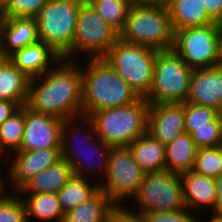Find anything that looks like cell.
Here are the masks:
<instances>
[{"label": "cell", "instance_id": "6da1fadb", "mask_svg": "<svg viewBox=\"0 0 222 222\" xmlns=\"http://www.w3.org/2000/svg\"><path fill=\"white\" fill-rule=\"evenodd\" d=\"M27 106L63 120L82 115V74L78 61L61 58L47 73L31 78Z\"/></svg>", "mask_w": 222, "mask_h": 222}, {"label": "cell", "instance_id": "7a4b0ae2", "mask_svg": "<svg viewBox=\"0 0 222 222\" xmlns=\"http://www.w3.org/2000/svg\"><path fill=\"white\" fill-rule=\"evenodd\" d=\"M61 137V156L70 164L73 173L88 179L91 178V173L92 177L98 175L97 183L100 185L107 172L111 147L97 137L92 119L80 115L64 120ZM80 139L82 144L77 146Z\"/></svg>", "mask_w": 222, "mask_h": 222}, {"label": "cell", "instance_id": "3957f363", "mask_svg": "<svg viewBox=\"0 0 222 222\" xmlns=\"http://www.w3.org/2000/svg\"><path fill=\"white\" fill-rule=\"evenodd\" d=\"M88 63V64H87ZM82 115L124 106L140 97L103 58H88L81 65Z\"/></svg>", "mask_w": 222, "mask_h": 222}, {"label": "cell", "instance_id": "277c9868", "mask_svg": "<svg viewBox=\"0 0 222 222\" xmlns=\"http://www.w3.org/2000/svg\"><path fill=\"white\" fill-rule=\"evenodd\" d=\"M119 39L158 51L169 50L174 44V30L168 8L147 5L135 0L127 14Z\"/></svg>", "mask_w": 222, "mask_h": 222}, {"label": "cell", "instance_id": "5b68a950", "mask_svg": "<svg viewBox=\"0 0 222 222\" xmlns=\"http://www.w3.org/2000/svg\"><path fill=\"white\" fill-rule=\"evenodd\" d=\"M149 102L137 101L92 113L97 137L110 147L129 146L147 132Z\"/></svg>", "mask_w": 222, "mask_h": 222}, {"label": "cell", "instance_id": "8992f818", "mask_svg": "<svg viewBox=\"0 0 222 222\" xmlns=\"http://www.w3.org/2000/svg\"><path fill=\"white\" fill-rule=\"evenodd\" d=\"M84 2L85 0H49L36 16L40 41L67 60H73L74 33Z\"/></svg>", "mask_w": 222, "mask_h": 222}, {"label": "cell", "instance_id": "52a82bcc", "mask_svg": "<svg viewBox=\"0 0 222 222\" xmlns=\"http://www.w3.org/2000/svg\"><path fill=\"white\" fill-rule=\"evenodd\" d=\"M157 51L118 39L103 59L118 72L139 97L145 98L152 87Z\"/></svg>", "mask_w": 222, "mask_h": 222}, {"label": "cell", "instance_id": "ba28073f", "mask_svg": "<svg viewBox=\"0 0 222 222\" xmlns=\"http://www.w3.org/2000/svg\"><path fill=\"white\" fill-rule=\"evenodd\" d=\"M193 68L173 50L157 51L152 87L145 97L153 103H185Z\"/></svg>", "mask_w": 222, "mask_h": 222}, {"label": "cell", "instance_id": "9c48e42d", "mask_svg": "<svg viewBox=\"0 0 222 222\" xmlns=\"http://www.w3.org/2000/svg\"><path fill=\"white\" fill-rule=\"evenodd\" d=\"M172 49L193 69L222 64L220 23L174 30Z\"/></svg>", "mask_w": 222, "mask_h": 222}, {"label": "cell", "instance_id": "30bf717a", "mask_svg": "<svg viewBox=\"0 0 222 222\" xmlns=\"http://www.w3.org/2000/svg\"><path fill=\"white\" fill-rule=\"evenodd\" d=\"M131 200L143 214L186 208L180 174L169 171L146 173Z\"/></svg>", "mask_w": 222, "mask_h": 222}, {"label": "cell", "instance_id": "8fae6325", "mask_svg": "<svg viewBox=\"0 0 222 222\" xmlns=\"http://www.w3.org/2000/svg\"><path fill=\"white\" fill-rule=\"evenodd\" d=\"M145 174L128 146L111 147L107 172L100 184V190L114 204H122V201L132 199Z\"/></svg>", "mask_w": 222, "mask_h": 222}, {"label": "cell", "instance_id": "7c38bea8", "mask_svg": "<svg viewBox=\"0 0 222 222\" xmlns=\"http://www.w3.org/2000/svg\"><path fill=\"white\" fill-rule=\"evenodd\" d=\"M119 39V33L107 24L85 1L80 8L73 41L75 55L88 58H103ZM81 54V55H80Z\"/></svg>", "mask_w": 222, "mask_h": 222}, {"label": "cell", "instance_id": "4fadbf2b", "mask_svg": "<svg viewBox=\"0 0 222 222\" xmlns=\"http://www.w3.org/2000/svg\"><path fill=\"white\" fill-rule=\"evenodd\" d=\"M11 157L13 159L9 160V164L7 163L9 165L7 168L9 169L6 172V181L8 182L3 178L2 188L7 190L6 185L10 184V187L13 186L11 190L15 192L36 174L62 159L61 148H49L37 151L19 150L12 153Z\"/></svg>", "mask_w": 222, "mask_h": 222}, {"label": "cell", "instance_id": "5bb4252c", "mask_svg": "<svg viewBox=\"0 0 222 222\" xmlns=\"http://www.w3.org/2000/svg\"><path fill=\"white\" fill-rule=\"evenodd\" d=\"M63 119L36 112L24 105V132L20 150L61 148Z\"/></svg>", "mask_w": 222, "mask_h": 222}, {"label": "cell", "instance_id": "9a60e30c", "mask_svg": "<svg viewBox=\"0 0 222 222\" xmlns=\"http://www.w3.org/2000/svg\"><path fill=\"white\" fill-rule=\"evenodd\" d=\"M147 132L163 145L186 133L184 103H153L149 105Z\"/></svg>", "mask_w": 222, "mask_h": 222}, {"label": "cell", "instance_id": "2e32d148", "mask_svg": "<svg viewBox=\"0 0 222 222\" xmlns=\"http://www.w3.org/2000/svg\"><path fill=\"white\" fill-rule=\"evenodd\" d=\"M186 102L222 113V64L193 70Z\"/></svg>", "mask_w": 222, "mask_h": 222}, {"label": "cell", "instance_id": "e0dca14e", "mask_svg": "<svg viewBox=\"0 0 222 222\" xmlns=\"http://www.w3.org/2000/svg\"><path fill=\"white\" fill-rule=\"evenodd\" d=\"M36 17L3 18L0 27V58L39 42Z\"/></svg>", "mask_w": 222, "mask_h": 222}, {"label": "cell", "instance_id": "ac0fdd59", "mask_svg": "<svg viewBox=\"0 0 222 222\" xmlns=\"http://www.w3.org/2000/svg\"><path fill=\"white\" fill-rule=\"evenodd\" d=\"M183 200L191 212L206 209L214 213L217 203L215 178L197 174L192 170L180 174Z\"/></svg>", "mask_w": 222, "mask_h": 222}, {"label": "cell", "instance_id": "d6986e66", "mask_svg": "<svg viewBox=\"0 0 222 222\" xmlns=\"http://www.w3.org/2000/svg\"><path fill=\"white\" fill-rule=\"evenodd\" d=\"M7 58L31 79L47 73L62 57L49 45L39 41L14 51Z\"/></svg>", "mask_w": 222, "mask_h": 222}, {"label": "cell", "instance_id": "ffe728a7", "mask_svg": "<svg viewBox=\"0 0 222 222\" xmlns=\"http://www.w3.org/2000/svg\"><path fill=\"white\" fill-rule=\"evenodd\" d=\"M74 175L70 164L61 159L28 180L18 194L57 193Z\"/></svg>", "mask_w": 222, "mask_h": 222}, {"label": "cell", "instance_id": "44dd1931", "mask_svg": "<svg viewBox=\"0 0 222 222\" xmlns=\"http://www.w3.org/2000/svg\"><path fill=\"white\" fill-rule=\"evenodd\" d=\"M128 147L133 158L145 173L166 171L165 145L148 132L140 136Z\"/></svg>", "mask_w": 222, "mask_h": 222}, {"label": "cell", "instance_id": "7402d4cb", "mask_svg": "<svg viewBox=\"0 0 222 222\" xmlns=\"http://www.w3.org/2000/svg\"><path fill=\"white\" fill-rule=\"evenodd\" d=\"M29 80L8 58H0V100L27 105Z\"/></svg>", "mask_w": 222, "mask_h": 222}, {"label": "cell", "instance_id": "603a6c76", "mask_svg": "<svg viewBox=\"0 0 222 222\" xmlns=\"http://www.w3.org/2000/svg\"><path fill=\"white\" fill-rule=\"evenodd\" d=\"M173 30L216 23L202 0H173L168 7Z\"/></svg>", "mask_w": 222, "mask_h": 222}, {"label": "cell", "instance_id": "cb8c5ba5", "mask_svg": "<svg viewBox=\"0 0 222 222\" xmlns=\"http://www.w3.org/2000/svg\"><path fill=\"white\" fill-rule=\"evenodd\" d=\"M25 204L27 222H62L64 212L56 193L19 194ZM24 196V197H23Z\"/></svg>", "mask_w": 222, "mask_h": 222}, {"label": "cell", "instance_id": "d4e9b609", "mask_svg": "<svg viewBox=\"0 0 222 222\" xmlns=\"http://www.w3.org/2000/svg\"><path fill=\"white\" fill-rule=\"evenodd\" d=\"M198 149L189 133L176 137L165 146L166 171L182 174L192 170Z\"/></svg>", "mask_w": 222, "mask_h": 222}, {"label": "cell", "instance_id": "484cf974", "mask_svg": "<svg viewBox=\"0 0 222 222\" xmlns=\"http://www.w3.org/2000/svg\"><path fill=\"white\" fill-rule=\"evenodd\" d=\"M94 181L91 182V179L74 174L56 193L64 214L81 203L89 201L100 191V185Z\"/></svg>", "mask_w": 222, "mask_h": 222}, {"label": "cell", "instance_id": "4316f807", "mask_svg": "<svg viewBox=\"0 0 222 222\" xmlns=\"http://www.w3.org/2000/svg\"><path fill=\"white\" fill-rule=\"evenodd\" d=\"M113 205L110 198L100 190L89 201L66 212L62 222H109Z\"/></svg>", "mask_w": 222, "mask_h": 222}, {"label": "cell", "instance_id": "83f0119b", "mask_svg": "<svg viewBox=\"0 0 222 222\" xmlns=\"http://www.w3.org/2000/svg\"><path fill=\"white\" fill-rule=\"evenodd\" d=\"M24 132V106L0 125V156H9L21 149ZM9 151V153H8ZM8 154H6V153ZM6 155V156H5Z\"/></svg>", "mask_w": 222, "mask_h": 222}, {"label": "cell", "instance_id": "f1b7e54d", "mask_svg": "<svg viewBox=\"0 0 222 222\" xmlns=\"http://www.w3.org/2000/svg\"><path fill=\"white\" fill-rule=\"evenodd\" d=\"M118 33L123 29L128 11L135 0H85Z\"/></svg>", "mask_w": 222, "mask_h": 222}, {"label": "cell", "instance_id": "f546056e", "mask_svg": "<svg viewBox=\"0 0 222 222\" xmlns=\"http://www.w3.org/2000/svg\"><path fill=\"white\" fill-rule=\"evenodd\" d=\"M0 188V222H27L26 208L21 196Z\"/></svg>", "mask_w": 222, "mask_h": 222}, {"label": "cell", "instance_id": "4dcf8cb0", "mask_svg": "<svg viewBox=\"0 0 222 222\" xmlns=\"http://www.w3.org/2000/svg\"><path fill=\"white\" fill-rule=\"evenodd\" d=\"M192 171L215 179L222 175L220 146L198 149Z\"/></svg>", "mask_w": 222, "mask_h": 222}, {"label": "cell", "instance_id": "1f68e13d", "mask_svg": "<svg viewBox=\"0 0 222 222\" xmlns=\"http://www.w3.org/2000/svg\"><path fill=\"white\" fill-rule=\"evenodd\" d=\"M220 112L208 106H201L189 102L184 103L185 131L191 134L193 127L210 126Z\"/></svg>", "mask_w": 222, "mask_h": 222}, {"label": "cell", "instance_id": "d6a6232c", "mask_svg": "<svg viewBox=\"0 0 222 222\" xmlns=\"http://www.w3.org/2000/svg\"><path fill=\"white\" fill-rule=\"evenodd\" d=\"M190 135L199 149L220 146L222 144V113L210 122V126L193 127Z\"/></svg>", "mask_w": 222, "mask_h": 222}, {"label": "cell", "instance_id": "836d02e7", "mask_svg": "<svg viewBox=\"0 0 222 222\" xmlns=\"http://www.w3.org/2000/svg\"><path fill=\"white\" fill-rule=\"evenodd\" d=\"M49 0H10L2 9V18L36 17Z\"/></svg>", "mask_w": 222, "mask_h": 222}, {"label": "cell", "instance_id": "e575fe53", "mask_svg": "<svg viewBox=\"0 0 222 222\" xmlns=\"http://www.w3.org/2000/svg\"><path fill=\"white\" fill-rule=\"evenodd\" d=\"M144 216L147 222H199V217H194V214L187 208L166 212L144 213Z\"/></svg>", "mask_w": 222, "mask_h": 222}, {"label": "cell", "instance_id": "d590c367", "mask_svg": "<svg viewBox=\"0 0 222 222\" xmlns=\"http://www.w3.org/2000/svg\"><path fill=\"white\" fill-rule=\"evenodd\" d=\"M125 206V207H124ZM114 204L109 215V222H147L140 211L126 207V205Z\"/></svg>", "mask_w": 222, "mask_h": 222}, {"label": "cell", "instance_id": "8d00e7d4", "mask_svg": "<svg viewBox=\"0 0 222 222\" xmlns=\"http://www.w3.org/2000/svg\"><path fill=\"white\" fill-rule=\"evenodd\" d=\"M209 16L216 22H222V0H202Z\"/></svg>", "mask_w": 222, "mask_h": 222}, {"label": "cell", "instance_id": "74e56055", "mask_svg": "<svg viewBox=\"0 0 222 222\" xmlns=\"http://www.w3.org/2000/svg\"><path fill=\"white\" fill-rule=\"evenodd\" d=\"M21 107L14 102L0 100V125L16 113Z\"/></svg>", "mask_w": 222, "mask_h": 222}, {"label": "cell", "instance_id": "f35d334b", "mask_svg": "<svg viewBox=\"0 0 222 222\" xmlns=\"http://www.w3.org/2000/svg\"><path fill=\"white\" fill-rule=\"evenodd\" d=\"M216 182V192H217V203L215 212L212 216L222 219V175L215 179Z\"/></svg>", "mask_w": 222, "mask_h": 222}, {"label": "cell", "instance_id": "ab89813d", "mask_svg": "<svg viewBox=\"0 0 222 222\" xmlns=\"http://www.w3.org/2000/svg\"><path fill=\"white\" fill-rule=\"evenodd\" d=\"M140 3L168 8L173 0H137Z\"/></svg>", "mask_w": 222, "mask_h": 222}, {"label": "cell", "instance_id": "60d3db41", "mask_svg": "<svg viewBox=\"0 0 222 222\" xmlns=\"http://www.w3.org/2000/svg\"><path fill=\"white\" fill-rule=\"evenodd\" d=\"M10 0H0V13L2 12V9L6 6V4L9 2Z\"/></svg>", "mask_w": 222, "mask_h": 222}, {"label": "cell", "instance_id": "b9f144b4", "mask_svg": "<svg viewBox=\"0 0 222 222\" xmlns=\"http://www.w3.org/2000/svg\"><path fill=\"white\" fill-rule=\"evenodd\" d=\"M199 222H204V221L203 220L202 221L199 220ZM208 222H222V219H219V218H216V217L212 216V218Z\"/></svg>", "mask_w": 222, "mask_h": 222}, {"label": "cell", "instance_id": "7bdbcfd3", "mask_svg": "<svg viewBox=\"0 0 222 222\" xmlns=\"http://www.w3.org/2000/svg\"><path fill=\"white\" fill-rule=\"evenodd\" d=\"M220 166L222 171V144L220 145Z\"/></svg>", "mask_w": 222, "mask_h": 222}, {"label": "cell", "instance_id": "ee69618b", "mask_svg": "<svg viewBox=\"0 0 222 222\" xmlns=\"http://www.w3.org/2000/svg\"><path fill=\"white\" fill-rule=\"evenodd\" d=\"M0 158H1V156H0ZM0 161H2V159H0ZM3 173H1V171H0V180L2 181V179L4 178V177H2L3 175H2Z\"/></svg>", "mask_w": 222, "mask_h": 222}, {"label": "cell", "instance_id": "f6af8a7d", "mask_svg": "<svg viewBox=\"0 0 222 222\" xmlns=\"http://www.w3.org/2000/svg\"><path fill=\"white\" fill-rule=\"evenodd\" d=\"M2 16H1V13H0V27H1V22H2Z\"/></svg>", "mask_w": 222, "mask_h": 222}]
</instances>
